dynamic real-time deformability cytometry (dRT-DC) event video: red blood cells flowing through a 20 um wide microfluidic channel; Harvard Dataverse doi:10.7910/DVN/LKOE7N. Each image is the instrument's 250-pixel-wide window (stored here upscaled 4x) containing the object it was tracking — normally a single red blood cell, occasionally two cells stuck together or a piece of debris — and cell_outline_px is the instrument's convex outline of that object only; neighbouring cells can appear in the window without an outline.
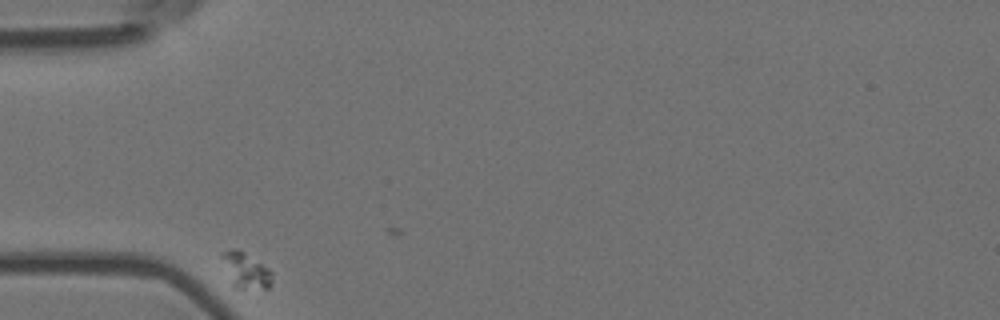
{"species": "Egyptian fruit bat (a non-hibernating species)", "species_latin": "Rousettus aegyptiacus", "temperature_condition": "room temperature", "stored_images_in_passage": 39, "camera_frame_rate_fps": 3000, "um_per_image_px": 0.085, "animal": {"sex": "female"}, "frame": {"image": 1, "passage_image": 1, "time_ms": 0.0, "image_size_px": [1000, 320], "cell_outline_px": [[272, 284], [268, 288], [232, 288], [220, 256], [220, 252], [228, 248], [236, 248], [244, 252], [268, 268], [272, 272]], "centroid_in_image_um": [20.84, 22.97], "position_along_channel_um": 64.2, "area_um2": 10.64}}